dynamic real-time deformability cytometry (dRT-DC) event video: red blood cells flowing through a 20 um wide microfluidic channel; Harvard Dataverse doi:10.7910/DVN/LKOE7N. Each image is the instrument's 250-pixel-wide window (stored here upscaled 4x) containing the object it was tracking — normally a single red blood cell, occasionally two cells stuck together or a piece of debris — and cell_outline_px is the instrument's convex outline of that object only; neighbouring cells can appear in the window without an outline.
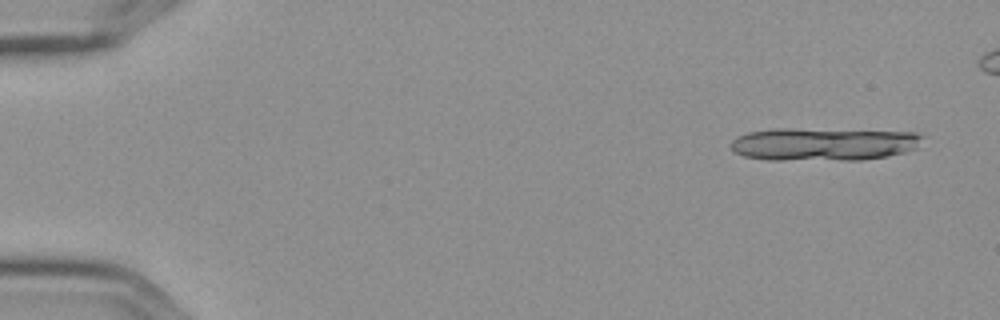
{"species": "Egyptian fruit bat (a non-hibernating species)", "species_latin": "Rousettus aegyptiacus", "temperature_condition": "cold", "stored_images_in_passage": 6, "segment_of_instrument_passage": [1, 2], "camera_frame_rate_fps": 3000, "um_per_image_px": 0.085, "frame": {"image": 1, "passage_image": 1, "time_ms": 0.0, "image_size_px": [1000, 320], "cell_outline_px": [[924, 136], [916, 148], [904, 152], [888, 156], [860, 160], [768, 160], [744, 156], [736, 152], [728, 144], [736, 136], [748, 132], [776, 128], [788, 128], [916, 132]], "centroid_in_image_um": [69.97, 12.25], "position_along_channel_um": 15.0, "area_um2": 37.11}}